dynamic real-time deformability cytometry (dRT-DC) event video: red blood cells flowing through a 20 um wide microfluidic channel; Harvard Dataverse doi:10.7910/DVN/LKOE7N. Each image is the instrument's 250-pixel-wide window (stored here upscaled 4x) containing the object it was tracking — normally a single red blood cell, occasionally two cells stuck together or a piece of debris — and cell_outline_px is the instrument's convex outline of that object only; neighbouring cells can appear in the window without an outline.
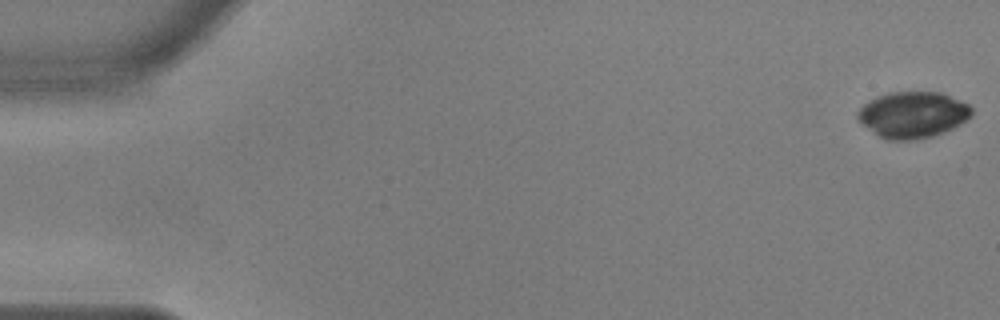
{"species": "common noctule bat (a hibernating species)", "species_latin": "Nyctalus noctula", "temperature_condition": "warm", "stored_images_in_passage": 56, "camera_frame_rate_fps": 3000, "um_per_image_px": 0.085, "animal": {"sex": "male", "body_mass_g": 17.9, "forearm_length_mm": 54.2}, "frame": {"image": 1, "passage_image": 1, "time_ms": 0.0, "image_size_px": [1000, 320], "cell_outline_px": [[972, 116], [960, 124], [952, 128], [932, 136], [916, 140], [888, 140], [880, 136], [864, 124], [856, 116], [856, 112], [864, 104], [876, 96], [888, 92], [940, 92], [968, 104], [972, 108]], "centroid_in_image_um": [77.59, 9.74], "position_along_channel_um": 7.4, "area_um2": 30.46}}
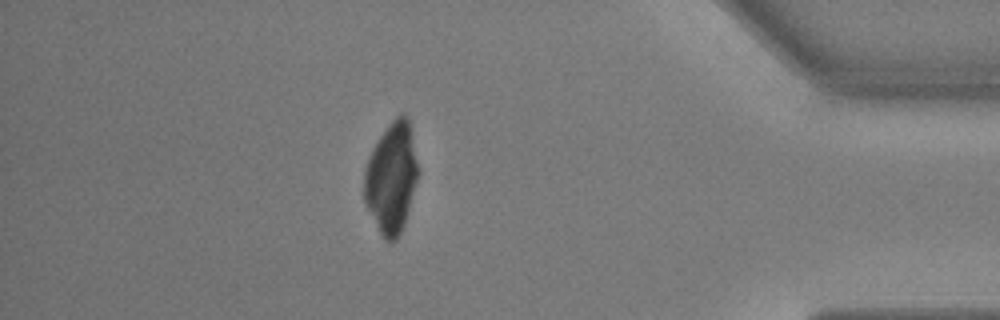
{"frame": {"image": 2, "passage_image": 49, "time_ms": 16.0, "image_size_px": [1000, 320], "cell_outline_px": [[420, 172], [404, 224], [396, 240], [384, 240], [364, 204], [364, 172], [372, 148], [388, 124], [400, 112], [404, 112], [408, 116]], "centroid_in_image_um": [33.28, 15.08], "position_along_channel_um": 401.9, "area_um2": 34.97}}